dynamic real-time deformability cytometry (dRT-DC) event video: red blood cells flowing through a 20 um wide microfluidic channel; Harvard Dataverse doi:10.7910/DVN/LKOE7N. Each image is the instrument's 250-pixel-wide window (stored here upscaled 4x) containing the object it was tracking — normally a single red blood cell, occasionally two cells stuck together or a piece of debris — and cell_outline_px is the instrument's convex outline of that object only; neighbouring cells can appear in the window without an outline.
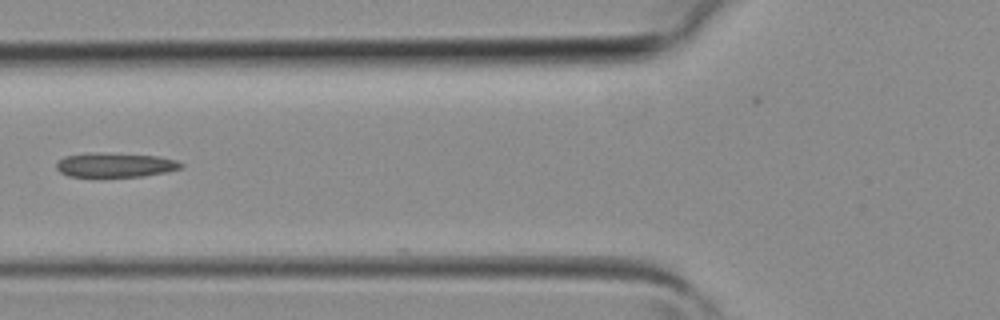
{"species": "common noctule bat (a hibernating species)", "species_latin": "Nyctalus noctula", "temperature_condition": "room temperature", "stored_images_in_passage": 3, "camera_frame_rate_fps": 3000, "um_per_image_px": 0.085, "animal": {"sex": "female", "body_mass_g": 19.3, "forearm_length_mm": 54.1}, "frame": {"image": 1, "passage_image": 3, "time_ms": 0.667, "image_size_px": [1000, 320], "cell_outline_px": [[184, 168], [144, 176], [68, 176], [60, 172], [56, 168], [56, 164], [64, 156], [88, 152], [104, 152], [156, 156], [176, 160], [184, 164]], "centroid_in_image_um": [9.79, 14.0], "position_along_channel_um": 116.0, "area_um2": 17.74}}